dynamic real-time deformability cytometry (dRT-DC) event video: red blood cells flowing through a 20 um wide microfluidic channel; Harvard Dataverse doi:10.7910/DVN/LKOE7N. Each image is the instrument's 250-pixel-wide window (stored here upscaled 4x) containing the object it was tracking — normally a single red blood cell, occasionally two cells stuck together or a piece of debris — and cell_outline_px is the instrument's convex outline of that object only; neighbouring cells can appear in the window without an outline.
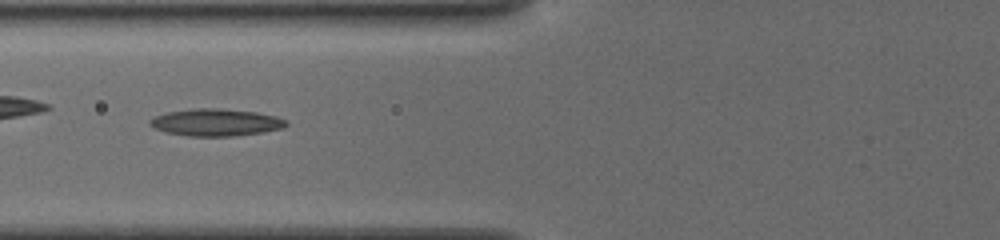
{"species": "common noctule bat (a hibernating species)", "species_latin": "Nyctalus noctula", "temperature_condition": "cold", "stored_images_in_passage": 17, "camera_frame_rate_fps": 3000, "um_per_image_px": 0.085, "animal": {"sex": "female", "body_mass_g": 19.5, "forearm_length_mm": 54.1}, "frame": {"image": 1, "passage_image": 5, "time_ms": 1.667, "image_size_px": [1000, 240], "cell_outline_px": [[288, 124], [284, 128], [264, 132], [232, 136], [188, 136], [164, 132], [152, 128], [148, 124], [148, 120], [152, 116], [168, 112], [192, 108], [216, 108], [256, 112], [276, 116], [288, 120]], "centroid_in_image_um": [18.31, 10.4], "position_along_channel_um": 107.5, "area_um2": 21.91}}
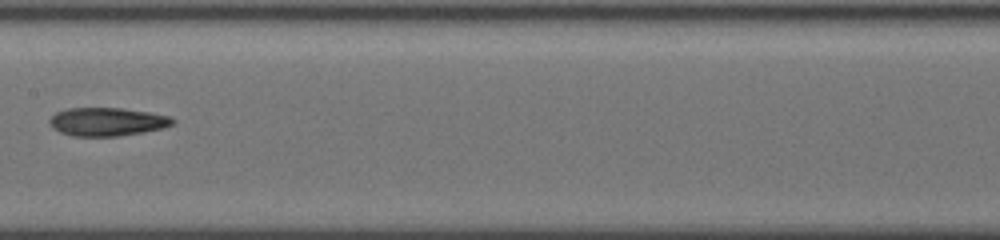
{"frame": {"image": 2, "passage_image": 13, "time_ms": 4.0, "image_size_px": [1000, 240], "cell_outline_px": [[176, 120], [172, 124], [164, 128], [144, 132], [116, 136], [72, 136], [60, 132], [52, 128], [48, 124], [48, 120], [56, 112], [68, 108], [124, 108], [172, 116]], "centroid_in_image_um": [9.1, 10.34], "position_along_channel_um": 198.3, "area_um2": 20.52}}
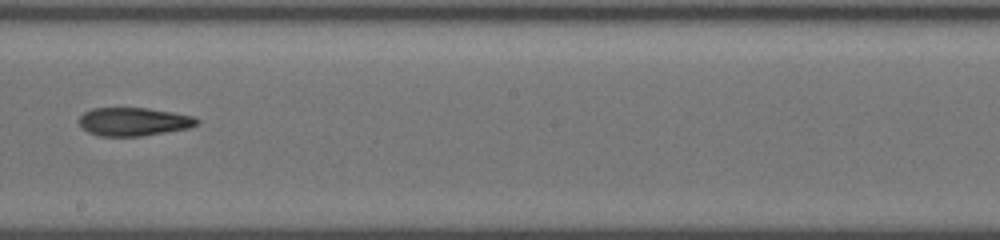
{"frame": {"image": 3, "passage_image": 15, "time_ms": 5.0, "image_size_px": [1000, 240], "cell_outline_px": [[200, 120], [196, 124], [188, 128], [140, 136], [100, 136], [88, 132], [80, 124], [80, 116], [84, 112], [92, 108], [148, 108], [196, 116]], "centroid_in_image_um": [11.37, 10.33], "position_along_channel_um": 236.8, "area_um2": 19.31}}